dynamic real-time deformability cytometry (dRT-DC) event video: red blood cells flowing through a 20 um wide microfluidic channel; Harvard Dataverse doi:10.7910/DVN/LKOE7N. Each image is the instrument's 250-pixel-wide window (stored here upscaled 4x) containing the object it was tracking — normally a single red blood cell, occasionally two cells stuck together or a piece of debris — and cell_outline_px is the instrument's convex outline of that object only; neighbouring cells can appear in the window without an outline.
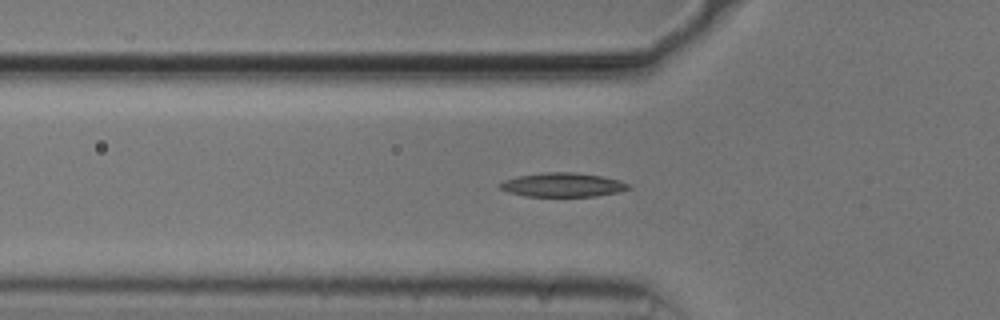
{"species": "common noctule bat (a hibernating species)", "species_latin": "Nyctalus noctula", "temperature_condition": "cold", "stored_images_in_passage": 44, "camera_frame_rate_fps": 3000, "um_per_image_px": 0.085, "animal": {"sex": "male", "body_mass_g": 20.5, "forearm_length_mm": 52.5}, "frame": {"image": 1, "passage_image": 12, "time_ms": 3.667, "image_size_px": [1000, 320], "cell_outline_px": [[632, 188], [620, 192], [596, 196], [524, 196], [508, 192], [500, 188], [500, 184], [504, 180], [516, 176], [544, 172], [572, 172], [604, 176], [620, 180], [632, 184]], "centroid_in_image_um": [47.89, 15.71], "position_along_channel_um": 77.9, "area_um2": 18.21}}
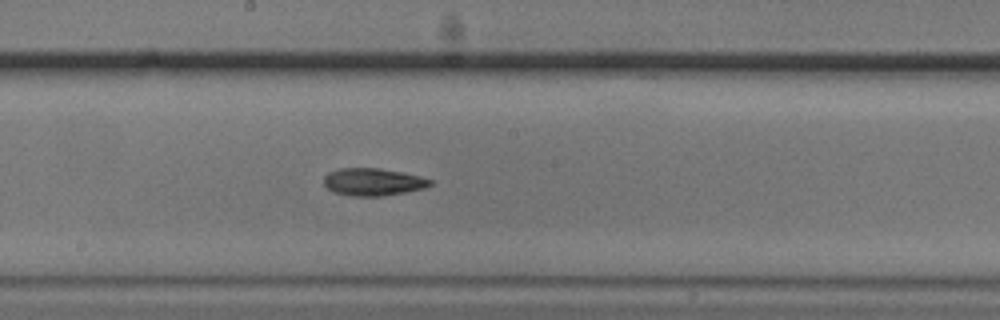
{"frame": {"image": 2, "passage_image": 23, "time_ms": 7.333, "image_size_px": [1000, 320], "cell_outline_px": [[432, 184], [424, 188], [384, 196], [352, 196], [332, 192], [324, 184], [324, 176], [328, 172], [340, 168], [380, 168], [420, 176], [432, 180]], "centroid_in_image_um": [31.68, 15.46], "position_along_channel_um": 216.5, "area_um2": 16.99}}
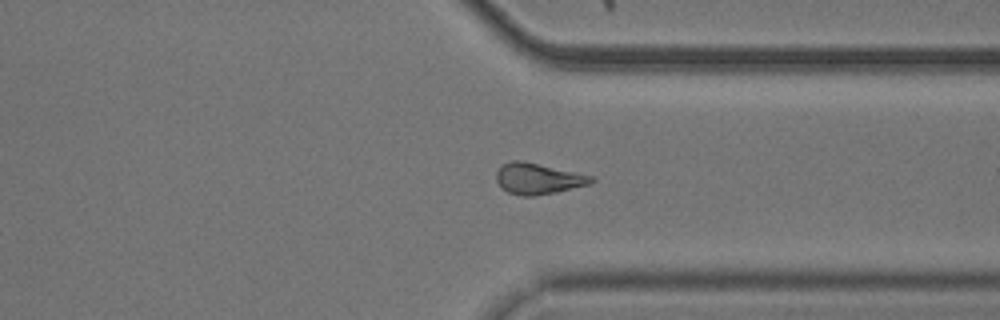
{"frame": {"image": 3, "passage_image": 35, "time_ms": 11.333, "image_size_px": [1000, 320], "cell_outline_px": [[596, 180], [588, 184], [556, 192], [532, 196], [520, 196], [508, 192], [496, 180], [496, 172], [504, 164], [512, 160], [524, 160], [596, 176]], "centroid_in_image_um": [45.78, 15.17], "position_along_channel_um": 365.6, "area_um2": 17.22}}